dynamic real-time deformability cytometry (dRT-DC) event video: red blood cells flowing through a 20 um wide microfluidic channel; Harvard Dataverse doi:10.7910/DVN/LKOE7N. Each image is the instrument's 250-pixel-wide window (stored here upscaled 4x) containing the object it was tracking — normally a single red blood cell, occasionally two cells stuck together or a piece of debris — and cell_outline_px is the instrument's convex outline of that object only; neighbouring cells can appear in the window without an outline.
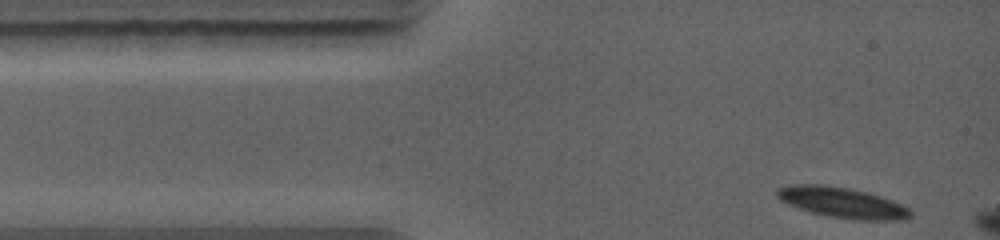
{"species": "common noctule bat (a hibernating species)", "species_latin": "Nyctalus noctula", "temperature_condition": "warm", "stored_images_in_passage": 3, "camera_frame_rate_fps": 5000, "um_per_image_px": 0.085, "animal": {"sex": "female", "body_mass_g": 19.0, "forearm_length_mm": 56.7}, "frame": {"image": 1, "passage_image": 1, "time_ms": 0.0, "image_size_px": [1000, 240], "cell_outline_px": [[912, 216], [900, 220], [860, 220], [832, 216], [812, 212], [788, 204], [780, 200], [776, 196], [776, 192], [780, 188], [792, 184], [820, 184], [848, 188], [868, 192], [892, 200], [908, 208], [912, 212]], "centroid_in_image_um": [71.6, 17.21], "position_along_channel_um": 13.4, "area_um2": 23.41}}